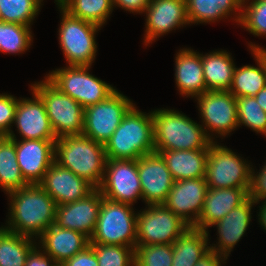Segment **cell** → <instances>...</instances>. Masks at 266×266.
Wrapping results in <instances>:
<instances>
[{
  "instance_id": "cell-33",
  "label": "cell",
  "mask_w": 266,
  "mask_h": 266,
  "mask_svg": "<svg viewBox=\"0 0 266 266\" xmlns=\"http://www.w3.org/2000/svg\"><path fill=\"white\" fill-rule=\"evenodd\" d=\"M33 42L30 26L0 21V52L21 54L29 50Z\"/></svg>"
},
{
  "instance_id": "cell-14",
  "label": "cell",
  "mask_w": 266,
  "mask_h": 266,
  "mask_svg": "<svg viewBox=\"0 0 266 266\" xmlns=\"http://www.w3.org/2000/svg\"><path fill=\"white\" fill-rule=\"evenodd\" d=\"M7 136L15 141L17 162L23 178L29 184H38L55 161L56 140H18L13 131Z\"/></svg>"
},
{
  "instance_id": "cell-38",
  "label": "cell",
  "mask_w": 266,
  "mask_h": 266,
  "mask_svg": "<svg viewBox=\"0 0 266 266\" xmlns=\"http://www.w3.org/2000/svg\"><path fill=\"white\" fill-rule=\"evenodd\" d=\"M172 244L136 245L135 266H172Z\"/></svg>"
},
{
  "instance_id": "cell-29",
  "label": "cell",
  "mask_w": 266,
  "mask_h": 266,
  "mask_svg": "<svg viewBox=\"0 0 266 266\" xmlns=\"http://www.w3.org/2000/svg\"><path fill=\"white\" fill-rule=\"evenodd\" d=\"M255 57L256 66L244 65L235 67L232 84L229 92L236 98L254 97L262 88L266 86L265 62L263 60V48L250 50Z\"/></svg>"
},
{
  "instance_id": "cell-30",
  "label": "cell",
  "mask_w": 266,
  "mask_h": 266,
  "mask_svg": "<svg viewBox=\"0 0 266 266\" xmlns=\"http://www.w3.org/2000/svg\"><path fill=\"white\" fill-rule=\"evenodd\" d=\"M27 185L17 162L14 139L0 136V187L8 194Z\"/></svg>"
},
{
  "instance_id": "cell-40",
  "label": "cell",
  "mask_w": 266,
  "mask_h": 266,
  "mask_svg": "<svg viewBox=\"0 0 266 266\" xmlns=\"http://www.w3.org/2000/svg\"><path fill=\"white\" fill-rule=\"evenodd\" d=\"M248 198L255 202L266 201V163L258 172L252 166Z\"/></svg>"
},
{
  "instance_id": "cell-18",
  "label": "cell",
  "mask_w": 266,
  "mask_h": 266,
  "mask_svg": "<svg viewBox=\"0 0 266 266\" xmlns=\"http://www.w3.org/2000/svg\"><path fill=\"white\" fill-rule=\"evenodd\" d=\"M103 196L98 188L78 201L56 205L55 225L80 232L89 239L97 223Z\"/></svg>"
},
{
  "instance_id": "cell-43",
  "label": "cell",
  "mask_w": 266,
  "mask_h": 266,
  "mask_svg": "<svg viewBox=\"0 0 266 266\" xmlns=\"http://www.w3.org/2000/svg\"><path fill=\"white\" fill-rule=\"evenodd\" d=\"M151 0H112L113 8L121 7L130 13H144L146 7L150 4Z\"/></svg>"
},
{
  "instance_id": "cell-32",
  "label": "cell",
  "mask_w": 266,
  "mask_h": 266,
  "mask_svg": "<svg viewBox=\"0 0 266 266\" xmlns=\"http://www.w3.org/2000/svg\"><path fill=\"white\" fill-rule=\"evenodd\" d=\"M70 15L102 27L113 12L112 0H55Z\"/></svg>"
},
{
  "instance_id": "cell-28",
  "label": "cell",
  "mask_w": 266,
  "mask_h": 266,
  "mask_svg": "<svg viewBox=\"0 0 266 266\" xmlns=\"http://www.w3.org/2000/svg\"><path fill=\"white\" fill-rule=\"evenodd\" d=\"M209 232L190 226L172 244V266H194L210 251Z\"/></svg>"
},
{
  "instance_id": "cell-36",
  "label": "cell",
  "mask_w": 266,
  "mask_h": 266,
  "mask_svg": "<svg viewBox=\"0 0 266 266\" xmlns=\"http://www.w3.org/2000/svg\"><path fill=\"white\" fill-rule=\"evenodd\" d=\"M96 255L98 266H135V248L89 243Z\"/></svg>"
},
{
  "instance_id": "cell-5",
  "label": "cell",
  "mask_w": 266,
  "mask_h": 266,
  "mask_svg": "<svg viewBox=\"0 0 266 266\" xmlns=\"http://www.w3.org/2000/svg\"><path fill=\"white\" fill-rule=\"evenodd\" d=\"M133 205L103 197L90 243L136 247L137 213Z\"/></svg>"
},
{
  "instance_id": "cell-27",
  "label": "cell",
  "mask_w": 266,
  "mask_h": 266,
  "mask_svg": "<svg viewBox=\"0 0 266 266\" xmlns=\"http://www.w3.org/2000/svg\"><path fill=\"white\" fill-rule=\"evenodd\" d=\"M203 76L208 91H229L235 64L226 50H216L201 54Z\"/></svg>"
},
{
  "instance_id": "cell-2",
  "label": "cell",
  "mask_w": 266,
  "mask_h": 266,
  "mask_svg": "<svg viewBox=\"0 0 266 266\" xmlns=\"http://www.w3.org/2000/svg\"><path fill=\"white\" fill-rule=\"evenodd\" d=\"M54 159L95 188L102 184L107 161L104 144L84 135L61 136L55 142Z\"/></svg>"
},
{
  "instance_id": "cell-19",
  "label": "cell",
  "mask_w": 266,
  "mask_h": 266,
  "mask_svg": "<svg viewBox=\"0 0 266 266\" xmlns=\"http://www.w3.org/2000/svg\"><path fill=\"white\" fill-rule=\"evenodd\" d=\"M31 91L33 99H18L13 121L21 140H57L43 100L34 90Z\"/></svg>"
},
{
  "instance_id": "cell-42",
  "label": "cell",
  "mask_w": 266,
  "mask_h": 266,
  "mask_svg": "<svg viewBox=\"0 0 266 266\" xmlns=\"http://www.w3.org/2000/svg\"><path fill=\"white\" fill-rule=\"evenodd\" d=\"M25 266H59L37 245L28 255Z\"/></svg>"
},
{
  "instance_id": "cell-23",
  "label": "cell",
  "mask_w": 266,
  "mask_h": 266,
  "mask_svg": "<svg viewBox=\"0 0 266 266\" xmlns=\"http://www.w3.org/2000/svg\"><path fill=\"white\" fill-rule=\"evenodd\" d=\"M38 239V246L59 266L90 243V239L84 234L55 224L46 229Z\"/></svg>"
},
{
  "instance_id": "cell-3",
  "label": "cell",
  "mask_w": 266,
  "mask_h": 266,
  "mask_svg": "<svg viewBox=\"0 0 266 266\" xmlns=\"http://www.w3.org/2000/svg\"><path fill=\"white\" fill-rule=\"evenodd\" d=\"M150 113V114H149ZM142 112L135 104L104 144L107 159H139L155 152L152 112Z\"/></svg>"
},
{
  "instance_id": "cell-35",
  "label": "cell",
  "mask_w": 266,
  "mask_h": 266,
  "mask_svg": "<svg viewBox=\"0 0 266 266\" xmlns=\"http://www.w3.org/2000/svg\"><path fill=\"white\" fill-rule=\"evenodd\" d=\"M238 126L266 136V112L262 110L255 97L236 98Z\"/></svg>"
},
{
  "instance_id": "cell-24",
  "label": "cell",
  "mask_w": 266,
  "mask_h": 266,
  "mask_svg": "<svg viewBox=\"0 0 266 266\" xmlns=\"http://www.w3.org/2000/svg\"><path fill=\"white\" fill-rule=\"evenodd\" d=\"M175 82L181 95L195 98L207 90L201 54L191 48L180 49L175 56Z\"/></svg>"
},
{
  "instance_id": "cell-1",
  "label": "cell",
  "mask_w": 266,
  "mask_h": 266,
  "mask_svg": "<svg viewBox=\"0 0 266 266\" xmlns=\"http://www.w3.org/2000/svg\"><path fill=\"white\" fill-rule=\"evenodd\" d=\"M8 199L10 212L4 226L8 231L37 240L55 224L56 204L39 184L9 192Z\"/></svg>"
},
{
  "instance_id": "cell-46",
  "label": "cell",
  "mask_w": 266,
  "mask_h": 266,
  "mask_svg": "<svg viewBox=\"0 0 266 266\" xmlns=\"http://www.w3.org/2000/svg\"><path fill=\"white\" fill-rule=\"evenodd\" d=\"M254 97L262 110L266 112V86L262 88Z\"/></svg>"
},
{
  "instance_id": "cell-4",
  "label": "cell",
  "mask_w": 266,
  "mask_h": 266,
  "mask_svg": "<svg viewBox=\"0 0 266 266\" xmlns=\"http://www.w3.org/2000/svg\"><path fill=\"white\" fill-rule=\"evenodd\" d=\"M155 150L208 149L213 142L203 126L174 109L152 111Z\"/></svg>"
},
{
  "instance_id": "cell-16",
  "label": "cell",
  "mask_w": 266,
  "mask_h": 266,
  "mask_svg": "<svg viewBox=\"0 0 266 266\" xmlns=\"http://www.w3.org/2000/svg\"><path fill=\"white\" fill-rule=\"evenodd\" d=\"M144 12V43L147 46L162 35L190 24L186 0H151Z\"/></svg>"
},
{
  "instance_id": "cell-34",
  "label": "cell",
  "mask_w": 266,
  "mask_h": 266,
  "mask_svg": "<svg viewBox=\"0 0 266 266\" xmlns=\"http://www.w3.org/2000/svg\"><path fill=\"white\" fill-rule=\"evenodd\" d=\"M43 0H0V21L30 26Z\"/></svg>"
},
{
  "instance_id": "cell-7",
  "label": "cell",
  "mask_w": 266,
  "mask_h": 266,
  "mask_svg": "<svg viewBox=\"0 0 266 266\" xmlns=\"http://www.w3.org/2000/svg\"><path fill=\"white\" fill-rule=\"evenodd\" d=\"M61 23L58 39L67 65L92 66L96 59V33L100 26L70 15L57 2Z\"/></svg>"
},
{
  "instance_id": "cell-31",
  "label": "cell",
  "mask_w": 266,
  "mask_h": 266,
  "mask_svg": "<svg viewBox=\"0 0 266 266\" xmlns=\"http://www.w3.org/2000/svg\"><path fill=\"white\" fill-rule=\"evenodd\" d=\"M31 237L0 227V266H25L29 253L38 242Z\"/></svg>"
},
{
  "instance_id": "cell-8",
  "label": "cell",
  "mask_w": 266,
  "mask_h": 266,
  "mask_svg": "<svg viewBox=\"0 0 266 266\" xmlns=\"http://www.w3.org/2000/svg\"><path fill=\"white\" fill-rule=\"evenodd\" d=\"M90 68L91 66L68 65L52 70L45 77L60 91L86 108L105 100L116 90L90 74Z\"/></svg>"
},
{
  "instance_id": "cell-22",
  "label": "cell",
  "mask_w": 266,
  "mask_h": 266,
  "mask_svg": "<svg viewBox=\"0 0 266 266\" xmlns=\"http://www.w3.org/2000/svg\"><path fill=\"white\" fill-rule=\"evenodd\" d=\"M248 190L243 188H208L202 213L192 227L209 231V227L248 199Z\"/></svg>"
},
{
  "instance_id": "cell-41",
  "label": "cell",
  "mask_w": 266,
  "mask_h": 266,
  "mask_svg": "<svg viewBox=\"0 0 266 266\" xmlns=\"http://www.w3.org/2000/svg\"><path fill=\"white\" fill-rule=\"evenodd\" d=\"M60 266H98V261L92 246L89 244Z\"/></svg>"
},
{
  "instance_id": "cell-21",
  "label": "cell",
  "mask_w": 266,
  "mask_h": 266,
  "mask_svg": "<svg viewBox=\"0 0 266 266\" xmlns=\"http://www.w3.org/2000/svg\"><path fill=\"white\" fill-rule=\"evenodd\" d=\"M254 203L253 199L248 198L213 225L216 226L219 237L216 244H210V250L228 259L232 249L242 239L249 227Z\"/></svg>"
},
{
  "instance_id": "cell-9",
  "label": "cell",
  "mask_w": 266,
  "mask_h": 266,
  "mask_svg": "<svg viewBox=\"0 0 266 266\" xmlns=\"http://www.w3.org/2000/svg\"><path fill=\"white\" fill-rule=\"evenodd\" d=\"M208 150L205 174L208 188L249 189L252 165L246 159L216 141Z\"/></svg>"
},
{
  "instance_id": "cell-13",
  "label": "cell",
  "mask_w": 266,
  "mask_h": 266,
  "mask_svg": "<svg viewBox=\"0 0 266 266\" xmlns=\"http://www.w3.org/2000/svg\"><path fill=\"white\" fill-rule=\"evenodd\" d=\"M104 198L134 205L142 199L137 160L107 159L102 184L98 188Z\"/></svg>"
},
{
  "instance_id": "cell-17",
  "label": "cell",
  "mask_w": 266,
  "mask_h": 266,
  "mask_svg": "<svg viewBox=\"0 0 266 266\" xmlns=\"http://www.w3.org/2000/svg\"><path fill=\"white\" fill-rule=\"evenodd\" d=\"M207 189L205 177L174 181L163 205L193 226L202 213Z\"/></svg>"
},
{
  "instance_id": "cell-26",
  "label": "cell",
  "mask_w": 266,
  "mask_h": 266,
  "mask_svg": "<svg viewBox=\"0 0 266 266\" xmlns=\"http://www.w3.org/2000/svg\"><path fill=\"white\" fill-rule=\"evenodd\" d=\"M242 2L243 0H186L187 17L191 24H210L230 16L232 18L233 15V20L239 23Z\"/></svg>"
},
{
  "instance_id": "cell-10",
  "label": "cell",
  "mask_w": 266,
  "mask_h": 266,
  "mask_svg": "<svg viewBox=\"0 0 266 266\" xmlns=\"http://www.w3.org/2000/svg\"><path fill=\"white\" fill-rule=\"evenodd\" d=\"M190 225L163 204L137 212L136 245L173 244Z\"/></svg>"
},
{
  "instance_id": "cell-20",
  "label": "cell",
  "mask_w": 266,
  "mask_h": 266,
  "mask_svg": "<svg viewBox=\"0 0 266 266\" xmlns=\"http://www.w3.org/2000/svg\"><path fill=\"white\" fill-rule=\"evenodd\" d=\"M38 184L52 197L56 205L78 201L96 189L90 182L55 161Z\"/></svg>"
},
{
  "instance_id": "cell-11",
  "label": "cell",
  "mask_w": 266,
  "mask_h": 266,
  "mask_svg": "<svg viewBox=\"0 0 266 266\" xmlns=\"http://www.w3.org/2000/svg\"><path fill=\"white\" fill-rule=\"evenodd\" d=\"M133 105L116 89L105 100L85 108L83 135L105 144Z\"/></svg>"
},
{
  "instance_id": "cell-45",
  "label": "cell",
  "mask_w": 266,
  "mask_h": 266,
  "mask_svg": "<svg viewBox=\"0 0 266 266\" xmlns=\"http://www.w3.org/2000/svg\"><path fill=\"white\" fill-rule=\"evenodd\" d=\"M263 203L261 206H259V214H258V222L262 226V228L266 231V201H258L254 204Z\"/></svg>"
},
{
  "instance_id": "cell-39",
  "label": "cell",
  "mask_w": 266,
  "mask_h": 266,
  "mask_svg": "<svg viewBox=\"0 0 266 266\" xmlns=\"http://www.w3.org/2000/svg\"><path fill=\"white\" fill-rule=\"evenodd\" d=\"M18 99L10 94H0V136L8 135L12 130Z\"/></svg>"
},
{
  "instance_id": "cell-37",
  "label": "cell",
  "mask_w": 266,
  "mask_h": 266,
  "mask_svg": "<svg viewBox=\"0 0 266 266\" xmlns=\"http://www.w3.org/2000/svg\"><path fill=\"white\" fill-rule=\"evenodd\" d=\"M238 25L254 36L266 37V0H243Z\"/></svg>"
},
{
  "instance_id": "cell-12",
  "label": "cell",
  "mask_w": 266,
  "mask_h": 266,
  "mask_svg": "<svg viewBox=\"0 0 266 266\" xmlns=\"http://www.w3.org/2000/svg\"><path fill=\"white\" fill-rule=\"evenodd\" d=\"M195 99L203 123L201 125L212 141L215 139L212 137L214 133L224 138L239 127L236 97L229 91H206Z\"/></svg>"
},
{
  "instance_id": "cell-15",
  "label": "cell",
  "mask_w": 266,
  "mask_h": 266,
  "mask_svg": "<svg viewBox=\"0 0 266 266\" xmlns=\"http://www.w3.org/2000/svg\"><path fill=\"white\" fill-rule=\"evenodd\" d=\"M137 168L142 200L147 205L163 204L174 180L162 156L157 152L142 155L137 159Z\"/></svg>"
},
{
  "instance_id": "cell-25",
  "label": "cell",
  "mask_w": 266,
  "mask_h": 266,
  "mask_svg": "<svg viewBox=\"0 0 266 266\" xmlns=\"http://www.w3.org/2000/svg\"><path fill=\"white\" fill-rule=\"evenodd\" d=\"M164 159L174 181L205 177L208 149L155 150Z\"/></svg>"
},
{
  "instance_id": "cell-6",
  "label": "cell",
  "mask_w": 266,
  "mask_h": 266,
  "mask_svg": "<svg viewBox=\"0 0 266 266\" xmlns=\"http://www.w3.org/2000/svg\"><path fill=\"white\" fill-rule=\"evenodd\" d=\"M43 100L51 127L57 138L68 135H83L84 111L77 101L64 94L46 77L31 84Z\"/></svg>"
},
{
  "instance_id": "cell-44",
  "label": "cell",
  "mask_w": 266,
  "mask_h": 266,
  "mask_svg": "<svg viewBox=\"0 0 266 266\" xmlns=\"http://www.w3.org/2000/svg\"><path fill=\"white\" fill-rule=\"evenodd\" d=\"M226 260L227 258L210 250L194 266H223L222 264L226 263Z\"/></svg>"
},
{
  "instance_id": "cell-47",
  "label": "cell",
  "mask_w": 266,
  "mask_h": 266,
  "mask_svg": "<svg viewBox=\"0 0 266 266\" xmlns=\"http://www.w3.org/2000/svg\"><path fill=\"white\" fill-rule=\"evenodd\" d=\"M248 45H249V49L250 50H255V49L263 48V60L265 62V71H266V48L261 47V46H258V45L254 44V43L252 44V42H250V44H248Z\"/></svg>"
}]
</instances>
